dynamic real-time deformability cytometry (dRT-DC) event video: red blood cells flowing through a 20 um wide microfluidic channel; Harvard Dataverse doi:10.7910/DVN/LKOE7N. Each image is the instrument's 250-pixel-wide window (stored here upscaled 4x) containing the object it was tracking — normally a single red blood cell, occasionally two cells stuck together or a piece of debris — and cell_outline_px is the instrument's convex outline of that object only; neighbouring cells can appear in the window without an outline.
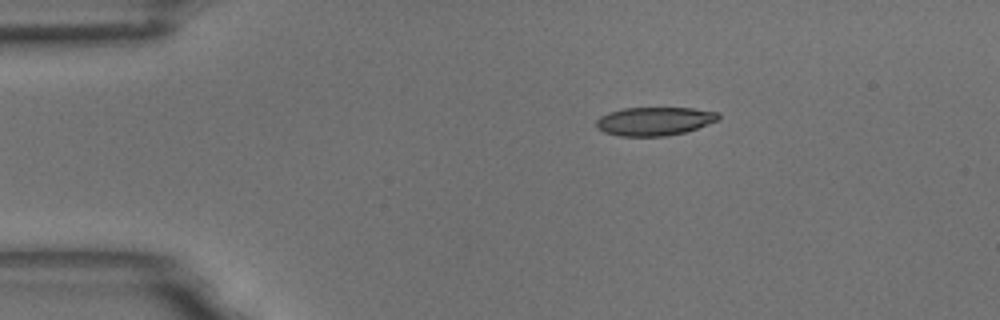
{"species": "common noctule bat (a hibernating species)", "species_latin": "Nyctalus noctula", "temperature_condition": "room temperature", "stored_images_in_passage": 2, "camera_frame_rate_fps": 3000, "um_per_image_px": 0.085, "animal": {"sex": "male", "body_mass_g": 18.8}, "frame": {"image": 1, "passage_image": 1, "time_ms": 0.0, "image_size_px": [1000, 320], "cell_outline_px": [[720, 120], [684, 132], [664, 136], [620, 136], [604, 132], [596, 128], [596, 120], [600, 116], [608, 112], [624, 108], [692, 108], [720, 112]], "centroid_in_image_um": [55.63, 10.3], "position_along_channel_um": 29.4, "area_um2": 20.35}}